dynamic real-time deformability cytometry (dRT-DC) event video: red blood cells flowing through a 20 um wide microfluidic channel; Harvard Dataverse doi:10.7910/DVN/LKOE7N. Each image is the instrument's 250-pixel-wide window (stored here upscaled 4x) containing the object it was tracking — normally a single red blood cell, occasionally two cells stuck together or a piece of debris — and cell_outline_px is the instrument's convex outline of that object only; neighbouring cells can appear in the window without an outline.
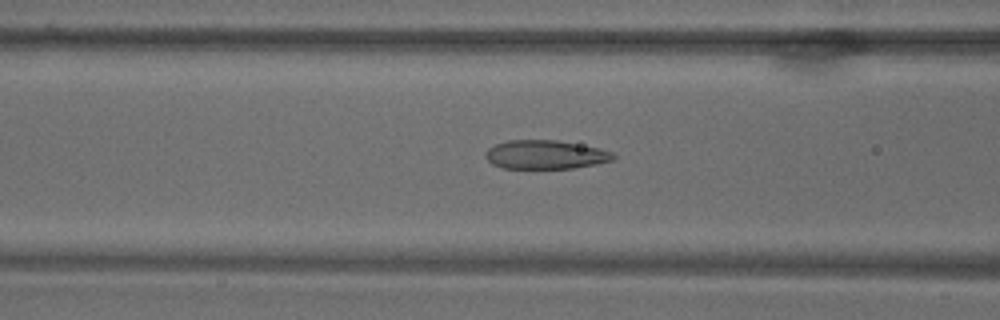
{"species": "common noctule bat (a hibernating species)", "species_latin": "Nyctalus noctula", "temperature_condition": "warm", "stored_images_in_passage": 64, "camera_frame_rate_fps": 3000, "um_per_image_px": 0.085, "animal": {"sex": "male", "body_mass_g": 18.8}, "frame": {"image": 1, "passage_image": 23, "time_ms": 7.333, "image_size_px": [1000, 320], "cell_outline_px": [[616, 156], [612, 160], [596, 164], [572, 168], [500, 168], [492, 164], [484, 156], [484, 152], [488, 148], [496, 144], [508, 140], [556, 140], [600, 148], [612, 152]], "centroid_in_image_um": [46.33, 13.14], "position_along_channel_um": 120.3, "area_um2": 21.44}}
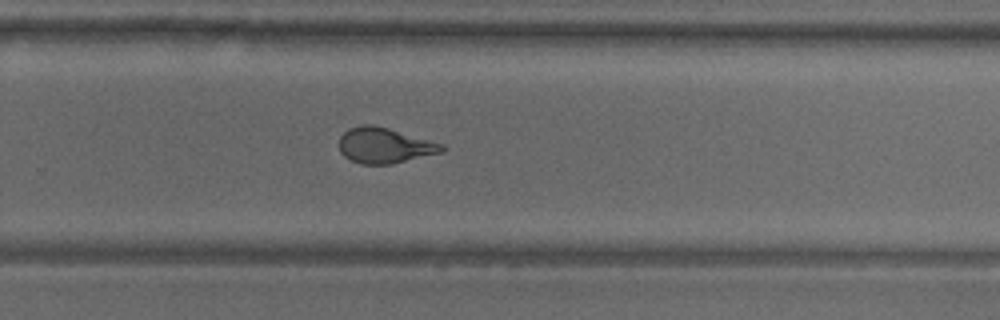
{"frame": {"image": 2, "passage_image": 41, "time_ms": 13.333, "image_size_px": [1000, 320], "cell_outline_px": [[444, 152], [392, 164], [360, 164], [344, 156], [340, 152], [340, 136], [348, 128], [364, 124], [372, 124], [388, 128], [444, 144]], "centroid_in_image_um": [32.69, 12.36], "position_along_channel_um": 297.1, "area_um2": 21.27}}
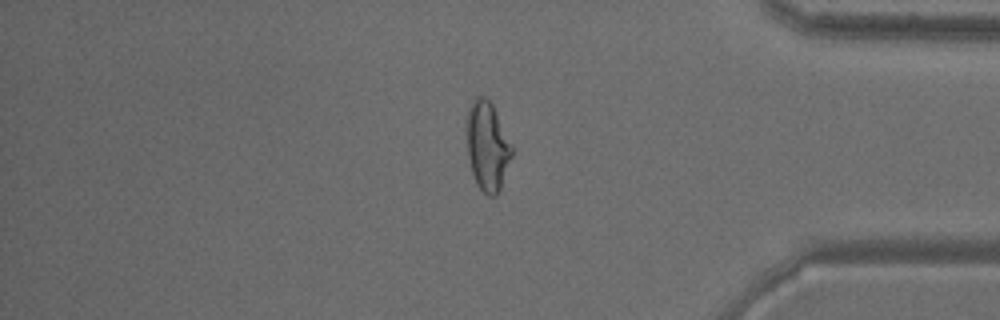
{"frame": {"image": 3, "passage_image": 53, "time_ms": 17.333, "image_size_px": [1000, 320], "cell_outline_px": [[512, 156], [500, 188], [496, 196], [488, 196], [476, 184], [472, 172], [468, 156], [468, 112], [472, 100], [476, 96], [484, 96], [492, 104], [512, 144]], "centroid_in_image_um": [41.44, 12.43], "position_along_channel_um": 393.8, "area_um2": 23.0}}